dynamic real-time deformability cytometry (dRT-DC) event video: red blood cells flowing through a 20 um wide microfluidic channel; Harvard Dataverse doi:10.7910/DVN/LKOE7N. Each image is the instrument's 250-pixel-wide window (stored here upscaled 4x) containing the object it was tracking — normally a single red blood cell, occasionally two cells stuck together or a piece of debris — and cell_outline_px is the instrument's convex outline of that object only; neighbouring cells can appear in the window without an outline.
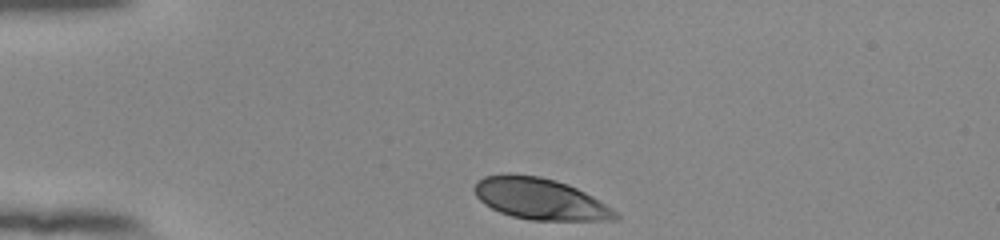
{"species": "human", "species_latin": "Homo sapiens", "temperature_condition": "room temperature", "stored_images_in_passage": 33, "camera_frame_rate_fps": 3000, "um_per_image_px": 0.085, "donor": {"sex": "female"}, "frame": {"image": 1, "passage_image": 1, "time_ms": 0.0, "image_size_px": [1000, 240], "cell_outline_px": [[620, 220], [532, 220], [512, 216], [500, 212], [484, 204], [476, 196], [472, 188], [484, 176], [504, 172], [540, 176], [556, 180], [568, 184], [592, 196], [612, 208], [620, 216]], "centroid_in_image_um": [45.89, 16.89], "position_along_channel_um": 39.1, "area_um2": 34.16}}
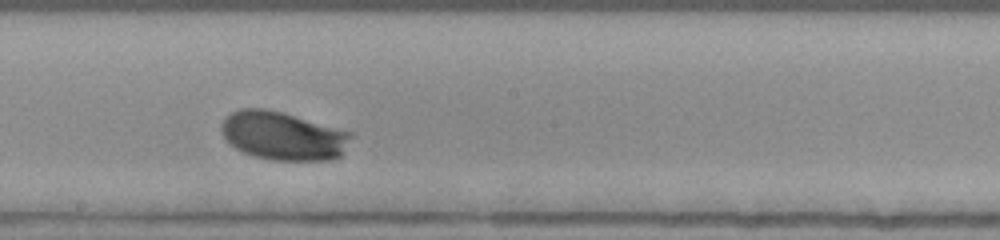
{"frame": {"image": 2, "passage_image": 19, "time_ms": 6.0, "image_size_px": [1000, 240], "cell_outline_px": [[352, 136], [340, 156], [332, 160], [272, 160], [256, 156], [244, 152], [236, 148], [224, 136], [220, 128], [220, 124], [232, 112], [240, 108], [264, 108], [280, 112], [352, 132]], "centroid_in_image_um": [24.06, 11.55], "position_along_channel_um": 224.1, "area_um2": 36.07}}
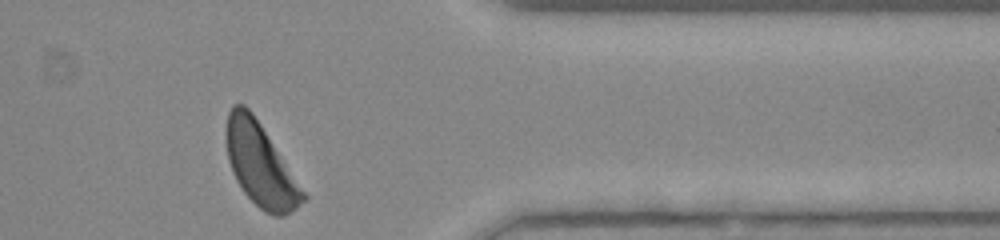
{"frame": {"image": 3, "passage_image": 33, "time_ms": 10.667, "image_size_px": [1000, 240], "cell_outline_px": [[308, 200], [284, 216], [276, 216], [264, 212], [244, 192], [236, 180], [232, 172], [228, 160], [224, 136], [224, 128], [228, 112], [232, 104], [244, 104], [252, 112], [308, 196]], "centroid_in_image_um": [22.11, 14.0], "position_along_channel_um": 389.3, "area_um2": 37.05}, "authors_computed_cell_mechanics": {"area_um2": 35.7204, "velocity_mm_per_s": 3.8263, "shape_relaxation_time_tau1_ms": 2.1663, "shape_relaxation_time_tau2_ms": null, "deformation_change_tau1": 0.1471, "deformation_change_tau2": null}}